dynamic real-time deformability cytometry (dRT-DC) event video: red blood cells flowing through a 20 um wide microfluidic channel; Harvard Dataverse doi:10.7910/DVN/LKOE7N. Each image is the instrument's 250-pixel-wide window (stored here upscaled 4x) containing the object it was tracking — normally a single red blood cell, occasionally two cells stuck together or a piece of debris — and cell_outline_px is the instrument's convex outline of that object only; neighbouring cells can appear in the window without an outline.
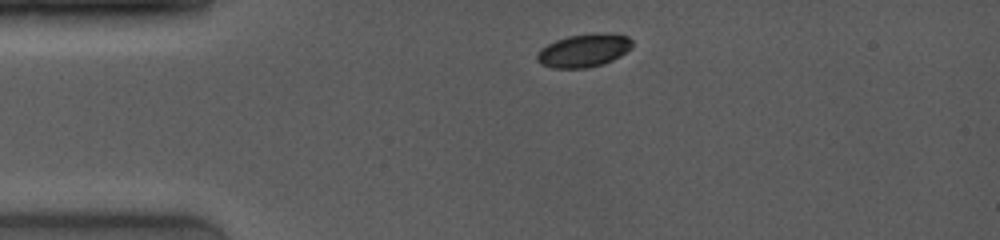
{"species": "common noctule bat (a hibernating species)", "species_latin": "Nyctalus noctula", "temperature_condition": "room temperature", "stored_images_in_passage": 10, "camera_frame_rate_fps": 4000, "um_per_image_px": 0.085, "animal": {"sex": "female", "body_mass_g": 19.0, "forearm_length_mm": 53.3}, "frame": {"image": 1, "passage_image": 1, "time_ms": 0.0, "image_size_px": [1000, 240], "cell_outline_px": [[632, 48], [620, 56], [604, 64], [588, 68], [552, 68], [540, 64], [536, 60], [536, 52], [540, 48], [556, 40], [568, 36], [596, 32], [604, 32], [628, 36], [632, 40]], "centroid_in_image_um": [49.62, 4.29], "position_along_channel_um": 35.4, "area_um2": 18.73}}
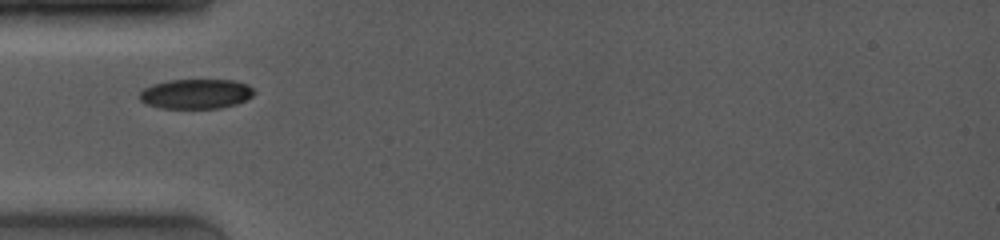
{"frame": {"image": 2, "passage_image": 4, "time_ms": 1.75, "image_size_px": [1000, 240], "cell_outline_px": [[256, 92], [252, 96], [236, 104], [220, 108], [160, 108], [148, 104], [140, 100], [140, 92], [144, 88], [152, 84], [168, 80], [232, 80], [248, 84]], "centroid_in_image_um": [16.66, 7.97], "position_along_channel_um": 68.3, "area_um2": 19.83}}
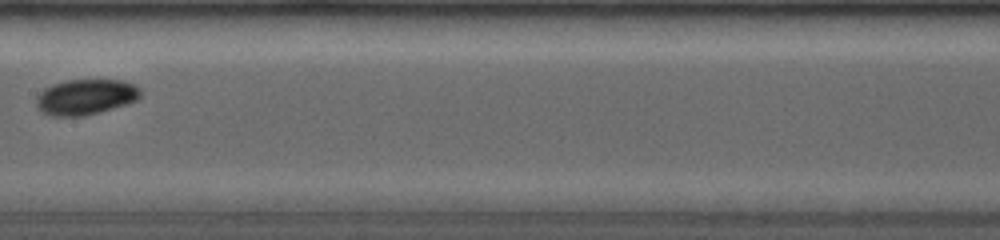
{"frame": {"image": 3, "passage_image": 9, "time_ms": 5.0, "image_size_px": [1000, 240], "cell_outline_px": [[140, 96], [136, 100], [112, 108], [84, 116], [52, 116], [40, 112], [36, 104], [36, 96], [44, 88], [52, 84], [64, 80], [120, 80], [136, 84], [140, 88]], "centroid_in_image_um": [7.24, 8.23], "position_along_channel_um": 200.2, "area_um2": 21.62}}